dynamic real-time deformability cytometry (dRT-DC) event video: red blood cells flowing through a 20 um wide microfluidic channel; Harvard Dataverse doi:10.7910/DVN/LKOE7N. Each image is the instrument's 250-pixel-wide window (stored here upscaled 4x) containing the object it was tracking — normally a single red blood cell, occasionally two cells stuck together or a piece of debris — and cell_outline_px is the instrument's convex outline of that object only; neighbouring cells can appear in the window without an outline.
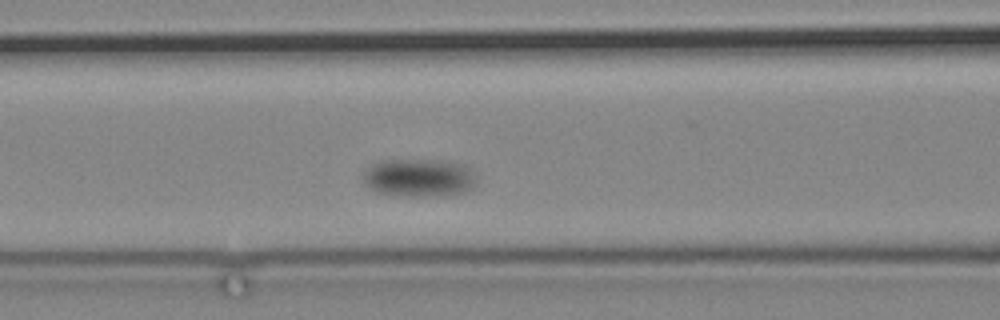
{"species": "common noctule bat (a hibernating species)", "species_latin": "Nyctalus noctula", "temperature_condition": "cold", "stored_images_in_passage": 5, "segment_of_instrument_passage": [1, 2], "camera_frame_rate_fps": 3000, "um_per_image_px": 0.085, "animal": {"sex": "male", "body_mass_g": 19.2, "forearm_length_mm": 51.8}, "frame": {"image": 1, "passage_image": 4, "time_ms": 4.667, "image_size_px": [1000, 320], "cell_outline_px": [[476, 184], [472, 188], [464, 192], [424, 196], [396, 196], [376, 192], [364, 184], [364, 172], [372, 164], [380, 160], [436, 160], [456, 164], [468, 168]], "centroid_in_image_um": [35.51, 15.12], "position_along_channel_um": 131.1, "area_um2": 24.62}}